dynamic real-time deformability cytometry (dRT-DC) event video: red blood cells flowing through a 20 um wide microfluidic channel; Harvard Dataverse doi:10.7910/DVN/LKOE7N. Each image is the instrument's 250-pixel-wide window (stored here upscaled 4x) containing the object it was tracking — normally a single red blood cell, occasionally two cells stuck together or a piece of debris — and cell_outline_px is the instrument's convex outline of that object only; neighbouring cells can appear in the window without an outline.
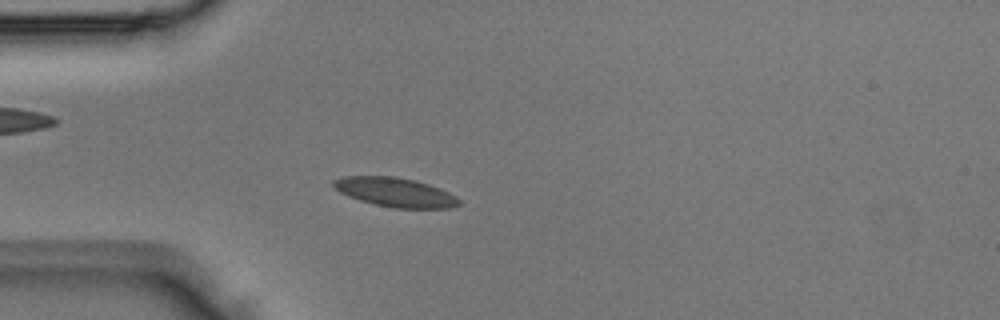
{"species": "Egyptian fruit bat (a non-hibernating species)", "species_latin": "Rousettus aegyptiacus", "temperature_condition": "room temperature", "stored_images_in_passage": 4, "camera_frame_rate_fps": 3000, "um_per_image_px": 0.085, "animal": {"sex": "male"}, "frame": {"image": 1, "passage_image": 4, "time_ms": 1.0, "image_size_px": [1000, 320], "cell_outline_px": [[460, 204], [452, 208], [392, 208], [360, 200], [348, 196], [340, 192], [332, 184], [332, 180], [344, 176], [396, 176], [428, 184], [440, 188], [456, 196], [460, 200]], "centroid_in_image_um": [33.6, 16.34], "position_along_channel_um": 51.4, "area_um2": 21.27}}